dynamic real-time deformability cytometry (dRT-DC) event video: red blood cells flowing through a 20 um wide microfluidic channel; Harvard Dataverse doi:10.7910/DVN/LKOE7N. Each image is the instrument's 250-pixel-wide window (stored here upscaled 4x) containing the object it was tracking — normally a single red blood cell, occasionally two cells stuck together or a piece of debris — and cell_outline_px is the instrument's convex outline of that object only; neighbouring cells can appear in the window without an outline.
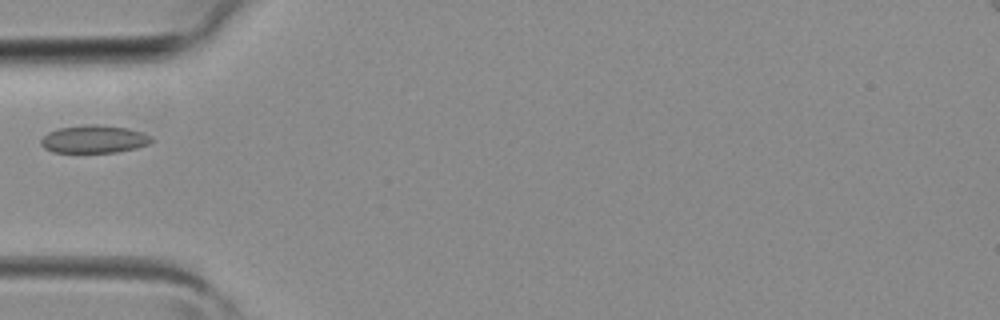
{"species": "common noctule bat (a hibernating species)", "species_latin": "Nyctalus noctula", "temperature_condition": "room temperature", "stored_images_in_passage": 4, "camera_frame_rate_fps": 3000, "um_per_image_px": 0.085, "animal": {"sex": "female", "body_mass_g": 19.3, "forearm_length_mm": 54.1}, "frame": {"image": 1, "passage_image": 4, "time_ms": 1.0, "image_size_px": [1000, 320], "cell_outline_px": [[156, 140], [148, 144], [136, 148], [116, 152], [52, 152], [44, 148], [40, 144], [40, 140], [48, 132], [56, 128], [84, 124], [96, 124], [128, 128], [152, 136]], "centroid_in_image_um": [7.98, 11.82], "position_along_channel_um": 77.0, "area_um2": 18.09}}